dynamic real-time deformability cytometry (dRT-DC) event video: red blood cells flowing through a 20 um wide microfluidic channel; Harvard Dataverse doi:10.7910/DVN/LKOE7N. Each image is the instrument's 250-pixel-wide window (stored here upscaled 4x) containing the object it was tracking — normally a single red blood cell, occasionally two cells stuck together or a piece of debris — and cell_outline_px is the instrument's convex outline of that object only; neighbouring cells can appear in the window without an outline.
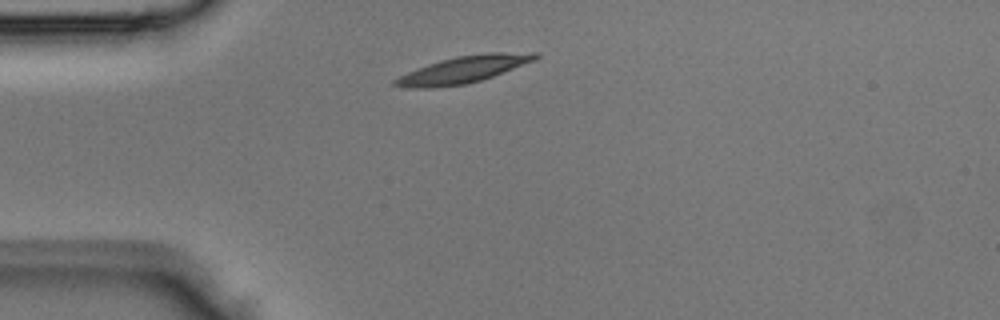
{"species": "Egyptian fruit bat (a non-hibernating species)", "species_latin": "Rousettus aegyptiacus", "temperature_condition": "room temperature", "stored_images_in_passage": 1, "camera_frame_rate_fps": 3000, "um_per_image_px": 0.085, "animal": {"sex": "male"}, "frame": {"image": 1, "passage_image": 1, "time_ms": 0.0, "image_size_px": [1000, 320], "cell_outline_px": [[540, 56], [536, 60], [492, 76], [480, 80], [464, 84], [432, 88], [408, 88], [392, 84], [392, 80], [408, 72], [428, 64], [440, 60], [456, 56], [488, 52], [540, 52]], "centroid_in_image_um": [39.42, 5.89], "position_along_channel_um": 45.6, "area_um2": 21.91}}